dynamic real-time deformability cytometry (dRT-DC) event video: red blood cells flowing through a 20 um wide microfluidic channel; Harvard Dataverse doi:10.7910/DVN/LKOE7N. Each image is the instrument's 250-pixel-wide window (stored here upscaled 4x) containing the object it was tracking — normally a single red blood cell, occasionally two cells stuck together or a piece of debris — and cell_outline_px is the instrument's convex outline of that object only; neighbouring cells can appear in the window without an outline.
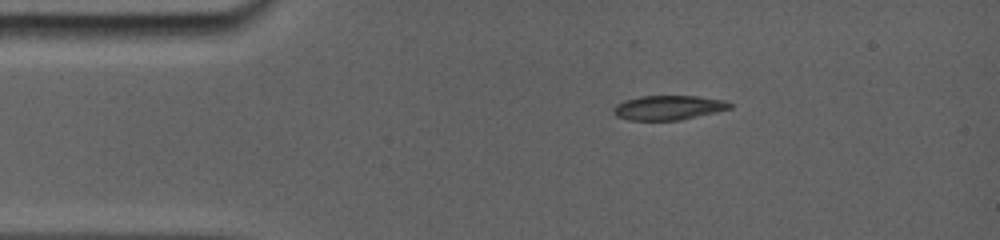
{"species": "common noctule bat (a hibernating species)", "species_latin": "Nyctalus noctula", "temperature_condition": "room temperature", "stored_images_in_passage": 10, "camera_frame_rate_fps": 5000, "um_per_image_px": 0.085, "animal": {"sex": "female", "body_mass_g": 19.0, "forearm_length_mm": 56.7}, "frame": {"image": 1, "passage_image": 1, "time_ms": 0.0, "image_size_px": [1000, 240], "cell_outline_px": [[732, 108], [676, 120], [632, 120], [616, 116], [616, 104], [624, 100], [640, 96], [696, 96], [728, 100], [732, 104]], "centroid_in_image_um": [56.85, 9.13], "position_along_channel_um": 28.1, "area_um2": 16.24}}
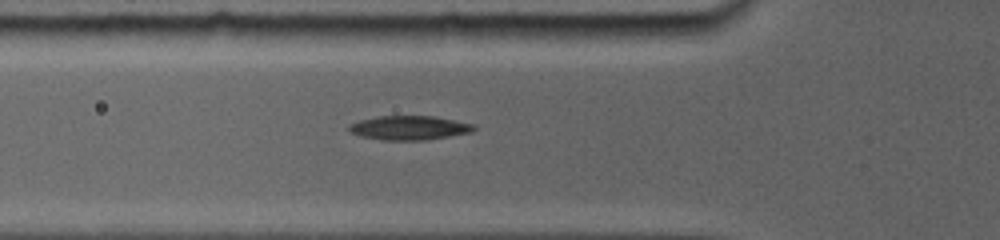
{"frame": {"image": 2, "passage_image": 5, "time_ms": 2.8, "image_size_px": [1000, 240], "cell_outline_px": [[476, 128], [468, 132], [420, 140], [384, 140], [364, 136], [352, 132], [348, 128], [352, 124], [360, 120], [380, 116], [432, 116], [472, 124]], "centroid_in_image_um": [34.75, 10.85], "position_along_channel_um": 91.1, "area_um2": 16.76}}
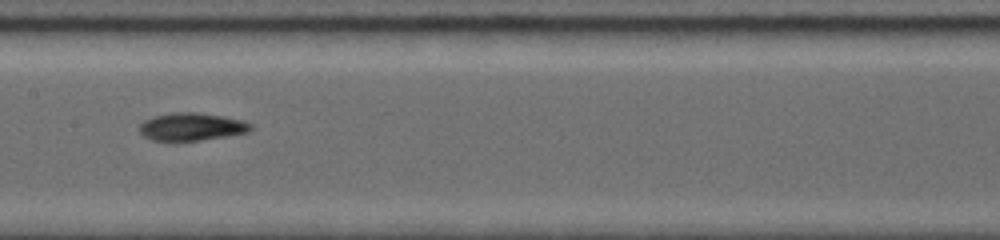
{"frame": {"image": 3, "passage_image": 9, "time_ms": 5.4, "image_size_px": [1000, 240], "cell_outline_px": [[252, 128], [248, 132], [200, 140], [156, 140], [144, 136], [140, 132], [140, 124], [144, 120], [156, 116], [176, 112], [192, 112], [220, 116], [240, 120], [252, 124]], "centroid_in_image_um": [16.28, 10.77], "position_along_channel_um": 191.1, "area_um2": 17.4}}